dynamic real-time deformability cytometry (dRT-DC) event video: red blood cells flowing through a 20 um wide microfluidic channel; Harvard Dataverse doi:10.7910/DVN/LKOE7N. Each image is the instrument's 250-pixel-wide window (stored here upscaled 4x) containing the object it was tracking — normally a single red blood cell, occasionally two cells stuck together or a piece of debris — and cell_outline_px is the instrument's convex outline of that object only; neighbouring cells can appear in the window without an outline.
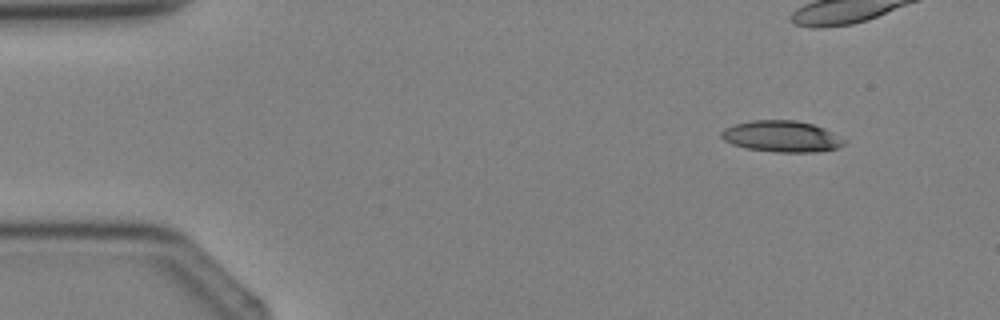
{"species": "Egyptian fruit bat (a non-hibernating species)", "species_latin": "Rousettus aegyptiacus", "temperature_condition": "cold", "stored_images_in_passage": 3, "camera_frame_rate_fps": 3000, "um_per_image_px": 0.085, "animal": {"sex": "female"}, "frame": {"image": 1, "passage_image": 1, "time_ms": 0.0, "image_size_px": [1000, 320], "cell_outline_px": [[848, 140], [840, 148], [812, 152], [776, 152], [744, 148], [732, 144], [724, 140], [720, 136], [720, 132], [724, 128], [736, 124], [752, 120], [796, 120], [812, 124], [824, 128]], "centroid_in_image_um": [66.46, 11.6], "position_along_channel_um": 18.5, "area_um2": 22.54}}